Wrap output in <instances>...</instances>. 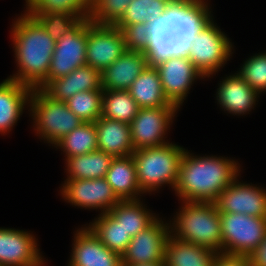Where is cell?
I'll return each instance as SVG.
<instances>
[{
  "mask_svg": "<svg viewBox=\"0 0 266 266\" xmlns=\"http://www.w3.org/2000/svg\"><path fill=\"white\" fill-rule=\"evenodd\" d=\"M205 0H177L168 4L162 19L152 24L149 34L148 65L172 56H187L193 38L212 18Z\"/></svg>",
  "mask_w": 266,
  "mask_h": 266,
  "instance_id": "cell-1",
  "label": "cell"
},
{
  "mask_svg": "<svg viewBox=\"0 0 266 266\" xmlns=\"http://www.w3.org/2000/svg\"><path fill=\"white\" fill-rule=\"evenodd\" d=\"M237 161L217 156H194L185 150L174 188L188 202H214L240 174Z\"/></svg>",
  "mask_w": 266,
  "mask_h": 266,
  "instance_id": "cell-2",
  "label": "cell"
},
{
  "mask_svg": "<svg viewBox=\"0 0 266 266\" xmlns=\"http://www.w3.org/2000/svg\"><path fill=\"white\" fill-rule=\"evenodd\" d=\"M11 29L14 57L19 70L8 79L32 89L37 88L48 77L56 41L26 11L14 21Z\"/></svg>",
  "mask_w": 266,
  "mask_h": 266,
  "instance_id": "cell-3",
  "label": "cell"
},
{
  "mask_svg": "<svg viewBox=\"0 0 266 266\" xmlns=\"http://www.w3.org/2000/svg\"><path fill=\"white\" fill-rule=\"evenodd\" d=\"M183 203L169 225L170 234L179 240L222 253L220 213L214 202Z\"/></svg>",
  "mask_w": 266,
  "mask_h": 266,
  "instance_id": "cell-4",
  "label": "cell"
},
{
  "mask_svg": "<svg viewBox=\"0 0 266 266\" xmlns=\"http://www.w3.org/2000/svg\"><path fill=\"white\" fill-rule=\"evenodd\" d=\"M185 150L179 145L172 144V142L135 150L132 157L136 166L140 190L150 194L164 184H169L174 189L179 176V165Z\"/></svg>",
  "mask_w": 266,
  "mask_h": 266,
  "instance_id": "cell-5",
  "label": "cell"
},
{
  "mask_svg": "<svg viewBox=\"0 0 266 266\" xmlns=\"http://www.w3.org/2000/svg\"><path fill=\"white\" fill-rule=\"evenodd\" d=\"M27 106L30 107L37 136L52 145L83 123L66 102L53 99L40 88L32 89Z\"/></svg>",
  "mask_w": 266,
  "mask_h": 266,
  "instance_id": "cell-6",
  "label": "cell"
},
{
  "mask_svg": "<svg viewBox=\"0 0 266 266\" xmlns=\"http://www.w3.org/2000/svg\"><path fill=\"white\" fill-rule=\"evenodd\" d=\"M222 253L250 256L266 237V217L220 213Z\"/></svg>",
  "mask_w": 266,
  "mask_h": 266,
  "instance_id": "cell-7",
  "label": "cell"
},
{
  "mask_svg": "<svg viewBox=\"0 0 266 266\" xmlns=\"http://www.w3.org/2000/svg\"><path fill=\"white\" fill-rule=\"evenodd\" d=\"M232 46L229 38L211 18L193 38L187 57L205 78H209L230 60Z\"/></svg>",
  "mask_w": 266,
  "mask_h": 266,
  "instance_id": "cell-8",
  "label": "cell"
},
{
  "mask_svg": "<svg viewBox=\"0 0 266 266\" xmlns=\"http://www.w3.org/2000/svg\"><path fill=\"white\" fill-rule=\"evenodd\" d=\"M82 18L70 31L56 41L48 77L37 87L44 89L50 82L67 76L76 68L86 65L87 23Z\"/></svg>",
  "mask_w": 266,
  "mask_h": 266,
  "instance_id": "cell-9",
  "label": "cell"
},
{
  "mask_svg": "<svg viewBox=\"0 0 266 266\" xmlns=\"http://www.w3.org/2000/svg\"><path fill=\"white\" fill-rule=\"evenodd\" d=\"M126 50L124 36L118 27L87 23L86 65L103 72Z\"/></svg>",
  "mask_w": 266,
  "mask_h": 266,
  "instance_id": "cell-10",
  "label": "cell"
},
{
  "mask_svg": "<svg viewBox=\"0 0 266 266\" xmlns=\"http://www.w3.org/2000/svg\"><path fill=\"white\" fill-rule=\"evenodd\" d=\"M176 106L159 108H140L130 123L131 139L134 149L155 147L167 144L165 135L177 113Z\"/></svg>",
  "mask_w": 266,
  "mask_h": 266,
  "instance_id": "cell-11",
  "label": "cell"
},
{
  "mask_svg": "<svg viewBox=\"0 0 266 266\" xmlns=\"http://www.w3.org/2000/svg\"><path fill=\"white\" fill-rule=\"evenodd\" d=\"M61 195L68 203L85 209L109 212L120 202L105 177L96 179H66Z\"/></svg>",
  "mask_w": 266,
  "mask_h": 266,
  "instance_id": "cell-12",
  "label": "cell"
},
{
  "mask_svg": "<svg viewBox=\"0 0 266 266\" xmlns=\"http://www.w3.org/2000/svg\"><path fill=\"white\" fill-rule=\"evenodd\" d=\"M154 66L161 79L165 96L178 109L188 96L195 79L205 78L187 56H172Z\"/></svg>",
  "mask_w": 266,
  "mask_h": 266,
  "instance_id": "cell-13",
  "label": "cell"
},
{
  "mask_svg": "<svg viewBox=\"0 0 266 266\" xmlns=\"http://www.w3.org/2000/svg\"><path fill=\"white\" fill-rule=\"evenodd\" d=\"M169 234V224H164L158 217L149 227L132 237L122 255L123 264L164 262Z\"/></svg>",
  "mask_w": 266,
  "mask_h": 266,
  "instance_id": "cell-14",
  "label": "cell"
},
{
  "mask_svg": "<svg viewBox=\"0 0 266 266\" xmlns=\"http://www.w3.org/2000/svg\"><path fill=\"white\" fill-rule=\"evenodd\" d=\"M219 213H241L266 217V190L241 183L237 178L214 201Z\"/></svg>",
  "mask_w": 266,
  "mask_h": 266,
  "instance_id": "cell-15",
  "label": "cell"
},
{
  "mask_svg": "<svg viewBox=\"0 0 266 266\" xmlns=\"http://www.w3.org/2000/svg\"><path fill=\"white\" fill-rule=\"evenodd\" d=\"M43 259L30 232L0 228V266H38Z\"/></svg>",
  "mask_w": 266,
  "mask_h": 266,
  "instance_id": "cell-16",
  "label": "cell"
},
{
  "mask_svg": "<svg viewBox=\"0 0 266 266\" xmlns=\"http://www.w3.org/2000/svg\"><path fill=\"white\" fill-rule=\"evenodd\" d=\"M74 235L68 266H123L122 256L108 249L88 226Z\"/></svg>",
  "mask_w": 266,
  "mask_h": 266,
  "instance_id": "cell-17",
  "label": "cell"
},
{
  "mask_svg": "<svg viewBox=\"0 0 266 266\" xmlns=\"http://www.w3.org/2000/svg\"><path fill=\"white\" fill-rule=\"evenodd\" d=\"M147 55L126 50L114 63L101 72L103 90H127L147 67Z\"/></svg>",
  "mask_w": 266,
  "mask_h": 266,
  "instance_id": "cell-18",
  "label": "cell"
},
{
  "mask_svg": "<svg viewBox=\"0 0 266 266\" xmlns=\"http://www.w3.org/2000/svg\"><path fill=\"white\" fill-rule=\"evenodd\" d=\"M216 98L224 111L233 115H244L254 108L259 93L252 89L237 73L222 79Z\"/></svg>",
  "mask_w": 266,
  "mask_h": 266,
  "instance_id": "cell-19",
  "label": "cell"
},
{
  "mask_svg": "<svg viewBox=\"0 0 266 266\" xmlns=\"http://www.w3.org/2000/svg\"><path fill=\"white\" fill-rule=\"evenodd\" d=\"M43 90L53 99L65 102L78 92L103 90L101 72L84 65L67 76L53 80Z\"/></svg>",
  "mask_w": 266,
  "mask_h": 266,
  "instance_id": "cell-20",
  "label": "cell"
},
{
  "mask_svg": "<svg viewBox=\"0 0 266 266\" xmlns=\"http://www.w3.org/2000/svg\"><path fill=\"white\" fill-rule=\"evenodd\" d=\"M95 125L99 151H103L113 158L130 156L135 151L130 124L101 116Z\"/></svg>",
  "mask_w": 266,
  "mask_h": 266,
  "instance_id": "cell-21",
  "label": "cell"
},
{
  "mask_svg": "<svg viewBox=\"0 0 266 266\" xmlns=\"http://www.w3.org/2000/svg\"><path fill=\"white\" fill-rule=\"evenodd\" d=\"M32 88L11 79L0 83V133L11 131L29 104Z\"/></svg>",
  "mask_w": 266,
  "mask_h": 266,
  "instance_id": "cell-22",
  "label": "cell"
},
{
  "mask_svg": "<svg viewBox=\"0 0 266 266\" xmlns=\"http://www.w3.org/2000/svg\"><path fill=\"white\" fill-rule=\"evenodd\" d=\"M105 179L120 201L139 200L144 194L139 188L132 155L113 158Z\"/></svg>",
  "mask_w": 266,
  "mask_h": 266,
  "instance_id": "cell-23",
  "label": "cell"
},
{
  "mask_svg": "<svg viewBox=\"0 0 266 266\" xmlns=\"http://www.w3.org/2000/svg\"><path fill=\"white\" fill-rule=\"evenodd\" d=\"M217 252L179 240L169 234L165 245V266H213Z\"/></svg>",
  "mask_w": 266,
  "mask_h": 266,
  "instance_id": "cell-24",
  "label": "cell"
},
{
  "mask_svg": "<svg viewBox=\"0 0 266 266\" xmlns=\"http://www.w3.org/2000/svg\"><path fill=\"white\" fill-rule=\"evenodd\" d=\"M127 91L140 108L174 106L163 92L161 79L154 65H147Z\"/></svg>",
  "mask_w": 266,
  "mask_h": 266,
  "instance_id": "cell-25",
  "label": "cell"
},
{
  "mask_svg": "<svg viewBox=\"0 0 266 266\" xmlns=\"http://www.w3.org/2000/svg\"><path fill=\"white\" fill-rule=\"evenodd\" d=\"M149 210L145 208V205L139 199L120 201L108 213L121 224L131 237H134L158 218Z\"/></svg>",
  "mask_w": 266,
  "mask_h": 266,
  "instance_id": "cell-26",
  "label": "cell"
},
{
  "mask_svg": "<svg viewBox=\"0 0 266 266\" xmlns=\"http://www.w3.org/2000/svg\"><path fill=\"white\" fill-rule=\"evenodd\" d=\"M113 157L103 151H94L88 154L72 156L65 161L67 179H96L103 178L109 170Z\"/></svg>",
  "mask_w": 266,
  "mask_h": 266,
  "instance_id": "cell-27",
  "label": "cell"
},
{
  "mask_svg": "<svg viewBox=\"0 0 266 266\" xmlns=\"http://www.w3.org/2000/svg\"><path fill=\"white\" fill-rule=\"evenodd\" d=\"M88 227L108 249L121 256L132 239L108 212L100 214Z\"/></svg>",
  "mask_w": 266,
  "mask_h": 266,
  "instance_id": "cell-28",
  "label": "cell"
},
{
  "mask_svg": "<svg viewBox=\"0 0 266 266\" xmlns=\"http://www.w3.org/2000/svg\"><path fill=\"white\" fill-rule=\"evenodd\" d=\"M54 147L63 149L65 159L97 151L95 122H83L58 141Z\"/></svg>",
  "mask_w": 266,
  "mask_h": 266,
  "instance_id": "cell-29",
  "label": "cell"
},
{
  "mask_svg": "<svg viewBox=\"0 0 266 266\" xmlns=\"http://www.w3.org/2000/svg\"><path fill=\"white\" fill-rule=\"evenodd\" d=\"M139 109L127 90H103L102 117L130 124Z\"/></svg>",
  "mask_w": 266,
  "mask_h": 266,
  "instance_id": "cell-30",
  "label": "cell"
},
{
  "mask_svg": "<svg viewBox=\"0 0 266 266\" xmlns=\"http://www.w3.org/2000/svg\"><path fill=\"white\" fill-rule=\"evenodd\" d=\"M168 3L163 0H132L116 27H126L137 23L154 24L164 15Z\"/></svg>",
  "mask_w": 266,
  "mask_h": 266,
  "instance_id": "cell-31",
  "label": "cell"
},
{
  "mask_svg": "<svg viewBox=\"0 0 266 266\" xmlns=\"http://www.w3.org/2000/svg\"><path fill=\"white\" fill-rule=\"evenodd\" d=\"M27 13H66L78 15L81 19L89 16L91 0H25Z\"/></svg>",
  "mask_w": 266,
  "mask_h": 266,
  "instance_id": "cell-32",
  "label": "cell"
},
{
  "mask_svg": "<svg viewBox=\"0 0 266 266\" xmlns=\"http://www.w3.org/2000/svg\"><path fill=\"white\" fill-rule=\"evenodd\" d=\"M103 90L78 92L66 102L67 107L83 122H96L102 116Z\"/></svg>",
  "mask_w": 266,
  "mask_h": 266,
  "instance_id": "cell-33",
  "label": "cell"
},
{
  "mask_svg": "<svg viewBox=\"0 0 266 266\" xmlns=\"http://www.w3.org/2000/svg\"><path fill=\"white\" fill-rule=\"evenodd\" d=\"M132 0H91L88 18L92 23L115 25Z\"/></svg>",
  "mask_w": 266,
  "mask_h": 266,
  "instance_id": "cell-34",
  "label": "cell"
},
{
  "mask_svg": "<svg viewBox=\"0 0 266 266\" xmlns=\"http://www.w3.org/2000/svg\"><path fill=\"white\" fill-rule=\"evenodd\" d=\"M35 17L47 34L55 41L59 40L61 36L70 31L81 18L78 15H69L66 13H28Z\"/></svg>",
  "mask_w": 266,
  "mask_h": 266,
  "instance_id": "cell-35",
  "label": "cell"
},
{
  "mask_svg": "<svg viewBox=\"0 0 266 266\" xmlns=\"http://www.w3.org/2000/svg\"><path fill=\"white\" fill-rule=\"evenodd\" d=\"M237 74L259 94L266 92V52L248 58Z\"/></svg>",
  "mask_w": 266,
  "mask_h": 266,
  "instance_id": "cell-36",
  "label": "cell"
},
{
  "mask_svg": "<svg viewBox=\"0 0 266 266\" xmlns=\"http://www.w3.org/2000/svg\"><path fill=\"white\" fill-rule=\"evenodd\" d=\"M151 27L152 24L150 23H137L126 27H118L124 36L127 50L146 53L149 49Z\"/></svg>",
  "mask_w": 266,
  "mask_h": 266,
  "instance_id": "cell-37",
  "label": "cell"
},
{
  "mask_svg": "<svg viewBox=\"0 0 266 266\" xmlns=\"http://www.w3.org/2000/svg\"><path fill=\"white\" fill-rule=\"evenodd\" d=\"M213 266H251L249 256L227 255L218 253Z\"/></svg>",
  "mask_w": 266,
  "mask_h": 266,
  "instance_id": "cell-38",
  "label": "cell"
},
{
  "mask_svg": "<svg viewBox=\"0 0 266 266\" xmlns=\"http://www.w3.org/2000/svg\"><path fill=\"white\" fill-rule=\"evenodd\" d=\"M251 266H266V237L259 247L249 256Z\"/></svg>",
  "mask_w": 266,
  "mask_h": 266,
  "instance_id": "cell-39",
  "label": "cell"
},
{
  "mask_svg": "<svg viewBox=\"0 0 266 266\" xmlns=\"http://www.w3.org/2000/svg\"><path fill=\"white\" fill-rule=\"evenodd\" d=\"M123 266H165V262L142 263V264H123Z\"/></svg>",
  "mask_w": 266,
  "mask_h": 266,
  "instance_id": "cell-40",
  "label": "cell"
},
{
  "mask_svg": "<svg viewBox=\"0 0 266 266\" xmlns=\"http://www.w3.org/2000/svg\"><path fill=\"white\" fill-rule=\"evenodd\" d=\"M163 1H166L168 4H170V3H173V2H175L177 0H163Z\"/></svg>",
  "mask_w": 266,
  "mask_h": 266,
  "instance_id": "cell-41",
  "label": "cell"
}]
</instances>
